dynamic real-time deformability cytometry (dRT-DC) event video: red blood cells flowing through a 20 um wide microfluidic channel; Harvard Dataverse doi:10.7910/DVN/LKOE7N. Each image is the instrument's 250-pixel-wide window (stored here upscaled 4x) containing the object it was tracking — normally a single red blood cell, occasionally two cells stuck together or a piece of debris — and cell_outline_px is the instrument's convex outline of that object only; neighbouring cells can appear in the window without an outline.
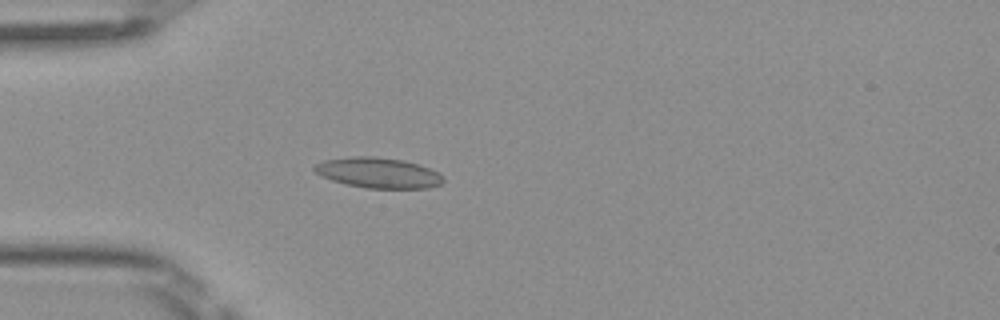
{"species": "Egyptian fruit bat (a non-hibernating species)", "species_latin": "Rousettus aegyptiacus", "temperature_condition": "room temperature", "stored_images_in_passage": 2, "camera_frame_rate_fps": 3000, "um_per_image_px": 0.085, "frame": {"image": 1, "passage_image": 2, "time_ms": 0.333, "image_size_px": [1000, 320], "cell_outline_px": [[444, 180], [440, 184], [428, 188], [368, 188], [348, 184], [332, 180], [320, 176], [312, 168], [316, 164], [324, 160], [352, 156], [372, 156], [404, 160], [440, 172]], "centroid_in_image_um": [32.15, 14.68], "position_along_channel_um": 52.9, "area_um2": 22.72}}